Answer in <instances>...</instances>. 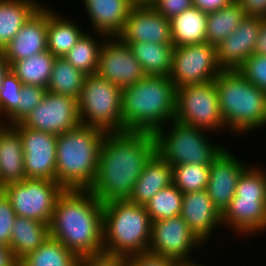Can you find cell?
I'll return each instance as SVG.
<instances>
[{"label": "cell", "instance_id": "cell-1", "mask_svg": "<svg viewBox=\"0 0 266 266\" xmlns=\"http://www.w3.org/2000/svg\"><path fill=\"white\" fill-rule=\"evenodd\" d=\"M155 153L152 133H106L99 151L97 174L88 190L101 203L128 200L145 164Z\"/></svg>", "mask_w": 266, "mask_h": 266}, {"label": "cell", "instance_id": "cell-26", "mask_svg": "<svg viewBox=\"0 0 266 266\" xmlns=\"http://www.w3.org/2000/svg\"><path fill=\"white\" fill-rule=\"evenodd\" d=\"M49 237V224L16 216L9 247L20 261L28 253L39 248Z\"/></svg>", "mask_w": 266, "mask_h": 266}, {"label": "cell", "instance_id": "cell-45", "mask_svg": "<svg viewBox=\"0 0 266 266\" xmlns=\"http://www.w3.org/2000/svg\"><path fill=\"white\" fill-rule=\"evenodd\" d=\"M234 1L235 0H193V7H196L208 14L218 11L225 6L230 5Z\"/></svg>", "mask_w": 266, "mask_h": 266}, {"label": "cell", "instance_id": "cell-50", "mask_svg": "<svg viewBox=\"0 0 266 266\" xmlns=\"http://www.w3.org/2000/svg\"><path fill=\"white\" fill-rule=\"evenodd\" d=\"M134 6L152 5L154 0H130Z\"/></svg>", "mask_w": 266, "mask_h": 266}, {"label": "cell", "instance_id": "cell-11", "mask_svg": "<svg viewBox=\"0 0 266 266\" xmlns=\"http://www.w3.org/2000/svg\"><path fill=\"white\" fill-rule=\"evenodd\" d=\"M19 217L38 220L50 225L56 200L65 190L47 179H24L1 188Z\"/></svg>", "mask_w": 266, "mask_h": 266}, {"label": "cell", "instance_id": "cell-21", "mask_svg": "<svg viewBox=\"0 0 266 266\" xmlns=\"http://www.w3.org/2000/svg\"><path fill=\"white\" fill-rule=\"evenodd\" d=\"M181 216L203 244L222 225V215L213 205L206 189L183 194Z\"/></svg>", "mask_w": 266, "mask_h": 266}, {"label": "cell", "instance_id": "cell-12", "mask_svg": "<svg viewBox=\"0 0 266 266\" xmlns=\"http://www.w3.org/2000/svg\"><path fill=\"white\" fill-rule=\"evenodd\" d=\"M222 71L217 48L208 42L174 47L169 77L176 88L214 81Z\"/></svg>", "mask_w": 266, "mask_h": 266}, {"label": "cell", "instance_id": "cell-18", "mask_svg": "<svg viewBox=\"0 0 266 266\" xmlns=\"http://www.w3.org/2000/svg\"><path fill=\"white\" fill-rule=\"evenodd\" d=\"M117 37L122 42L172 44L170 20L151 5L134 6Z\"/></svg>", "mask_w": 266, "mask_h": 266}, {"label": "cell", "instance_id": "cell-47", "mask_svg": "<svg viewBox=\"0 0 266 266\" xmlns=\"http://www.w3.org/2000/svg\"><path fill=\"white\" fill-rule=\"evenodd\" d=\"M254 54L266 55V18L262 19L260 31L254 45Z\"/></svg>", "mask_w": 266, "mask_h": 266}, {"label": "cell", "instance_id": "cell-39", "mask_svg": "<svg viewBox=\"0 0 266 266\" xmlns=\"http://www.w3.org/2000/svg\"><path fill=\"white\" fill-rule=\"evenodd\" d=\"M237 70L253 85L266 92V55L252 54Z\"/></svg>", "mask_w": 266, "mask_h": 266}, {"label": "cell", "instance_id": "cell-28", "mask_svg": "<svg viewBox=\"0 0 266 266\" xmlns=\"http://www.w3.org/2000/svg\"><path fill=\"white\" fill-rule=\"evenodd\" d=\"M37 0H0V51L42 5Z\"/></svg>", "mask_w": 266, "mask_h": 266}, {"label": "cell", "instance_id": "cell-3", "mask_svg": "<svg viewBox=\"0 0 266 266\" xmlns=\"http://www.w3.org/2000/svg\"><path fill=\"white\" fill-rule=\"evenodd\" d=\"M175 102L176 87L169 76L147 75L123 88V132L154 134L174 120Z\"/></svg>", "mask_w": 266, "mask_h": 266}, {"label": "cell", "instance_id": "cell-9", "mask_svg": "<svg viewBox=\"0 0 266 266\" xmlns=\"http://www.w3.org/2000/svg\"><path fill=\"white\" fill-rule=\"evenodd\" d=\"M122 91L97 74L86 76L77 100L80 123L106 133L123 132Z\"/></svg>", "mask_w": 266, "mask_h": 266}, {"label": "cell", "instance_id": "cell-35", "mask_svg": "<svg viewBox=\"0 0 266 266\" xmlns=\"http://www.w3.org/2000/svg\"><path fill=\"white\" fill-rule=\"evenodd\" d=\"M183 193L172 183L154 195L145 208L153 221L181 215Z\"/></svg>", "mask_w": 266, "mask_h": 266}, {"label": "cell", "instance_id": "cell-49", "mask_svg": "<svg viewBox=\"0 0 266 266\" xmlns=\"http://www.w3.org/2000/svg\"><path fill=\"white\" fill-rule=\"evenodd\" d=\"M193 261H191V259L176 260L174 266H204L201 263L196 262L194 259H193Z\"/></svg>", "mask_w": 266, "mask_h": 266}, {"label": "cell", "instance_id": "cell-17", "mask_svg": "<svg viewBox=\"0 0 266 266\" xmlns=\"http://www.w3.org/2000/svg\"><path fill=\"white\" fill-rule=\"evenodd\" d=\"M234 155L229 148H224L210 165V178L206 191L221 215L235 196L239 177L249 166Z\"/></svg>", "mask_w": 266, "mask_h": 266}, {"label": "cell", "instance_id": "cell-27", "mask_svg": "<svg viewBox=\"0 0 266 266\" xmlns=\"http://www.w3.org/2000/svg\"><path fill=\"white\" fill-rule=\"evenodd\" d=\"M208 14L196 7L184 10L170 19L174 47L206 42Z\"/></svg>", "mask_w": 266, "mask_h": 266}, {"label": "cell", "instance_id": "cell-48", "mask_svg": "<svg viewBox=\"0 0 266 266\" xmlns=\"http://www.w3.org/2000/svg\"><path fill=\"white\" fill-rule=\"evenodd\" d=\"M9 70L10 66L5 59L3 52L0 51V89L2 87L3 77Z\"/></svg>", "mask_w": 266, "mask_h": 266}, {"label": "cell", "instance_id": "cell-31", "mask_svg": "<svg viewBox=\"0 0 266 266\" xmlns=\"http://www.w3.org/2000/svg\"><path fill=\"white\" fill-rule=\"evenodd\" d=\"M245 16L244 10L236 0L218 11L208 13L206 42L217 47L238 28Z\"/></svg>", "mask_w": 266, "mask_h": 266}, {"label": "cell", "instance_id": "cell-22", "mask_svg": "<svg viewBox=\"0 0 266 266\" xmlns=\"http://www.w3.org/2000/svg\"><path fill=\"white\" fill-rule=\"evenodd\" d=\"M84 5L99 38L117 37L134 7L130 0H84Z\"/></svg>", "mask_w": 266, "mask_h": 266}, {"label": "cell", "instance_id": "cell-36", "mask_svg": "<svg viewBox=\"0 0 266 266\" xmlns=\"http://www.w3.org/2000/svg\"><path fill=\"white\" fill-rule=\"evenodd\" d=\"M210 165L182 164L172 167L173 184L184 194L206 189Z\"/></svg>", "mask_w": 266, "mask_h": 266}, {"label": "cell", "instance_id": "cell-14", "mask_svg": "<svg viewBox=\"0 0 266 266\" xmlns=\"http://www.w3.org/2000/svg\"><path fill=\"white\" fill-rule=\"evenodd\" d=\"M201 244L181 215L152 222L148 250L151 254L175 261L187 260L192 259L189 255Z\"/></svg>", "mask_w": 266, "mask_h": 266}, {"label": "cell", "instance_id": "cell-41", "mask_svg": "<svg viewBox=\"0 0 266 266\" xmlns=\"http://www.w3.org/2000/svg\"><path fill=\"white\" fill-rule=\"evenodd\" d=\"M151 6L170 20L184 10L192 8L193 0H154Z\"/></svg>", "mask_w": 266, "mask_h": 266}, {"label": "cell", "instance_id": "cell-5", "mask_svg": "<svg viewBox=\"0 0 266 266\" xmlns=\"http://www.w3.org/2000/svg\"><path fill=\"white\" fill-rule=\"evenodd\" d=\"M214 82L226 132L242 135L266 126L265 91L238 70H223Z\"/></svg>", "mask_w": 266, "mask_h": 266}, {"label": "cell", "instance_id": "cell-20", "mask_svg": "<svg viewBox=\"0 0 266 266\" xmlns=\"http://www.w3.org/2000/svg\"><path fill=\"white\" fill-rule=\"evenodd\" d=\"M263 18L245 16L238 28L216 47L217 60L223 70H237L249 56L254 54V45Z\"/></svg>", "mask_w": 266, "mask_h": 266}, {"label": "cell", "instance_id": "cell-30", "mask_svg": "<svg viewBox=\"0 0 266 266\" xmlns=\"http://www.w3.org/2000/svg\"><path fill=\"white\" fill-rule=\"evenodd\" d=\"M55 56L48 50L29 58L14 62L10 70L22 84L44 87L47 89L53 70Z\"/></svg>", "mask_w": 266, "mask_h": 266}, {"label": "cell", "instance_id": "cell-34", "mask_svg": "<svg viewBox=\"0 0 266 266\" xmlns=\"http://www.w3.org/2000/svg\"><path fill=\"white\" fill-rule=\"evenodd\" d=\"M95 34L91 35L85 32L75 44V46L63 57L73 67L84 73L85 75L96 74L98 67L99 54L102 47V39H96ZM99 40V41H98Z\"/></svg>", "mask_w": 266, "mask_h": 266}, {"label": "cell", "instance_id": "cell-29", "mask_svg": "<svg viewBox=\"0 0 266 266\" xmlns=\"http://www.w3.org/2000/svg\"><path fill=\"white\" fill-rule=\"evenodd\" d=\"M147 75L169 76L172 66L173 44L124 42Z\"/></svg>", "mask_w": 266, "mask_h": 266}, {"label": "cell", "instance_id": "cell-7", "mask_svg": "<svg viewBox=\"0 0 266 266\" xmlns=\"http://www.w3.org/2000/svg\"><path fill=\"white\" fill-rule=\"evenodd\" d=\"M224 224L244 237L266 231V169L256 164L243 171L235 196L222 214V226Z\"/></svg>", "mask_w": 266, "mask_h": 266}, {"label": "cell", "instance_id": "cell-15", "mask_svg": "<svg viewBox=\"0 0 266 266\" xmlns=\"http://www.w3.org/2000/svg\"><path fill=\"white\" fill-rule=\"evenodd\" d=\"M96 74L122 89L147 76L129 46L118 37L103 39Z\"/></svg>", "mask_w": 266, "mask_h": 266}, {"label": "cell", "instance_id": "cell-8", "mask_svg": "<svg viewBox=\"0 0 266 266\" xmlns=\"http://www.w3.org/2000/svg\"><path fill=\"white\" fill-rule=\"evenodd\" d=\"M169 124L166 125L171 126L169 130L164 126L153 135L156 153L172 167L182 164L211 165L225 148L209 141L205 130L177 120Z\"/></svg>", "mask_w": 266, "mask_h": 266}, {"label": "cell", "instance_id": "cell-16", "mask_svg": "<svg viewBox=\"0 0 266 266\" xmlns=\"http://www.w3.org/2000/svg\"><path fill=\"white\" fill-rule=\"evenodd\" d=\"M20 133L26 179L56 181L57 135L14 124Z\"/></svg>", "mask_w": 266, "mask_h": 266}, {"label": "cell", "instance_id": "cell-4", "mask_svg": "<svg viewBox=\"0 0 266 266\" xmlns=\"http://www.w3.org/2000/svg\"><path fill=\"white\" fill-rule=\"evenodd\" d=\"M105 135L81 123L57 135L56 182L67 190H88L97 174Z\"/></svg>", "mask_w": 266, "mask_h": 266}, {"label": "cell", "instance_id": "cell-42", "mask_svg": "<svg viewBox=\"0 0 266 266\" xmlns=\"http://www.w3.org/2000/svg\"><path fill=\"white\" fill-rule=\"evenodd\" d=\"M78 266H127V258L106 253L86 255L79 257Z\"/></svg>", "mask_w": 266, "mask_h": 266}, {"label": "cell", "instance_id": "cell-38", "mask_svg": "<svg viewBox=\"0 0 266 266\" xmlns=\"http://www.w3.org/2000/svg\"><path fill=\"white\" fill-rule=\"evenodd\" d=\"M47 89L44 87L23 84L18 108L3 123H20L43 100Z\"/></svg>", "mask_w": 266, "mask_h": 266}, {"label": "cell", "instance_id": "cell-46", "mask_svg": "<svg viewBox=\"0 0 266 266\" xmlns=\"http://www.w3.org/2000/svg\"><path fill=\"white\" fill-rule=\"evenodd\" d=\"M0 266H19V260L12 249L2 243H0Z\"/></svg>", "mask_w": 266, "mask_h": 266}, {"label": "cell", "instance_id": "cell-2", "mask_svg": "<svg viewBox=\"0 0 266 266\" xmlns=\"http://www.w3.org/2000/svg\"><path fill=\"white\" fill-rule=\"evenodd\" d=\"M50 236L78 257L103 253V203L89 190H67L58 197Z\"/></svg>", "mask_w": 266, "mask_h": 266}, {"label": "cell", "instance_id": "cell-32", "mask_svg": "<svg viewBox=\"0 0 266 266\" xmlns=\"http://www.w3.org/2000/svg\"><path fill=\"white\" fill-rule=\"evenodd\" d=\"M79 257L68 250L61 242L47 239L35 251L19 261V266H78Z\"/></svg>", "mask_w": 266, "mask_h": 266}, {"label": "cell", "instance_id": "cell-10", "mask_svg": "<svg viewBox=\"0 0 266 266\" xmlns=\"http://www.w3.org/2000/svg\"><path fill=\"white\" fill-rule=\"evenodd\" d=\"M174 120L215 133L226 131L214 81L176 88Z\"/></svg>", "mask_w": 266, "mask_h": 266}, {"label": "cell", "instance_id": "cell-25", "mask_svg": "<svg viewBox=\"0 0 266 266\" xmlns=\"http://www.w3.org/2000/svg\"><path fill=\"white\" fill-rule=\"evenodd\" d=\"M72 18L60 16L48 7L47 50L55 57H64L86 32Z\"/></svg>", "mask_w": 266, "mask_h": 266}, {"label": "cell", "instance_id": "cell-37", "mask_svg": "<svg viewBox=\"0 0 266 266\" xmlns=\"http://www.w3.org/2000/svg\"><path fill=\"white\" fill-rule=\"evenodd\" d=\"M22 83L9 70L3 77L0 89V122H4L19 106Z\"/></svg>", "mask_w": 266, "mask_h": 266}, {"label": "cell", "instance_id": "cell-24", "mask_svg": "<svg viewBox=\"0 0 266 266\" xmlns=\"http://www.w3.org/2000/svg\"><path fill=\"white\" fill-rule=\"evenodd\" d=\"M172 183V166L155 153L145 164L128 201L145 206L161 189Z\"/></svg>", "mask_w": 266, "mask_h": 266}, {"label": "cell", "instance_id": "cell-19", "mask_svg": "<svg viewBox=\"0 0 266 266\" xmlns=\"http://www.w3.org/2000/svg\"><path fill=\"white\" fill-rule=\"evenodd\" d=\"M41 5L2 51L11 66L47 50L48 6Z\"/></svg>", "mask_w": 266, "mask_h": 266}, {"label": "cell", "instance_id": "cell-6", "mask_svg": "<svg viewBox=\"0 0 266 266\" xmlns=\"http://www.w3.org/2000/svg\"><path fill=\"white\" fill-rule=\"evenodd\" d=\"M151 229L145 206L128 200L103 203V253L126 258L147 253Z\"/></svg>", "mask_w": 266, "mask_h": 266}, {"label": "cell", "instance_id": "cell-44", "mask_svg": "<svg viewBox=\"0 0 266 266\" xmlns=\"http://www.w3.org/2000/svg\"><path fill=\"white\" fill-rule=\"evenodd\" d=\"M246 16H262L266 18V0H236Z\"/></svg>", "mask_w": 266, "mask_h": 266}, {"label": "cell", "instance_id": "cell-43", "mask_svg": "<svg viewBox=\"0 0 266 266\" xmlns=\"http://www.w3.org/2000/svg\"><path fill=\"white\" fill-rule=\"evenodd\" d=\"M175 260L156 256L149 252L127 258V266H174Z\"/></svg>", "mask_w": 266, "mask_h": 266}, {"label": "cell", "instance_id": "cell-33", "mask_svg": "<svg viewBox=\"0 0 266 266\" xmlns=\"http://www.w3.org/2000/svg\"><path fill=\"white\" fill-rule=\"evenodd\" d=\"M87 75L73 67L63 57H56L47 91L79 99Z\"/></svg>", "mask_w": 266, "mask_h": 266}, {"label": "cell", "instance_id": "cell-13", "mask_svg": "<svg viewBox=\"0 0 266 266\" xmlns=\"http://www.w3.org/2000/svg\"><path fill=\"white\" fill-rule=\"evenodd\" d=\"M20 123L32 130L60 135L80 124L77 99L47 91L38 106Z\"/></svg>", "mask_w": 266, "mask_h": 266}, {"label": "cell", "instance_id": "cell-40", "mask_svg": "<svg viewBox=\"0 0 266 266\" xmlns=\"http://www.w3.org/2000/svg\"><path fill=\"white\" fill-rule=\"evenodd\" d=\"M16 214L8 196L0 189V243L10 246Z\"/></svg>", "mask_w": 266, "mask_h": 266}, {"label": "cell", "instance_id": "cell-23", "mask_svg": "<svg viewBox=\"0 0 266 266\" xmlns=\"http://www.w3.org/2000/svg\"><path fill=\"white\" fill-rule=\"evenodd\" d=\"M26 179L20 133L14 125L0 122V189Z\"/></svg>", "mask_w": 266, "mask_h": 266}]
</instances>
